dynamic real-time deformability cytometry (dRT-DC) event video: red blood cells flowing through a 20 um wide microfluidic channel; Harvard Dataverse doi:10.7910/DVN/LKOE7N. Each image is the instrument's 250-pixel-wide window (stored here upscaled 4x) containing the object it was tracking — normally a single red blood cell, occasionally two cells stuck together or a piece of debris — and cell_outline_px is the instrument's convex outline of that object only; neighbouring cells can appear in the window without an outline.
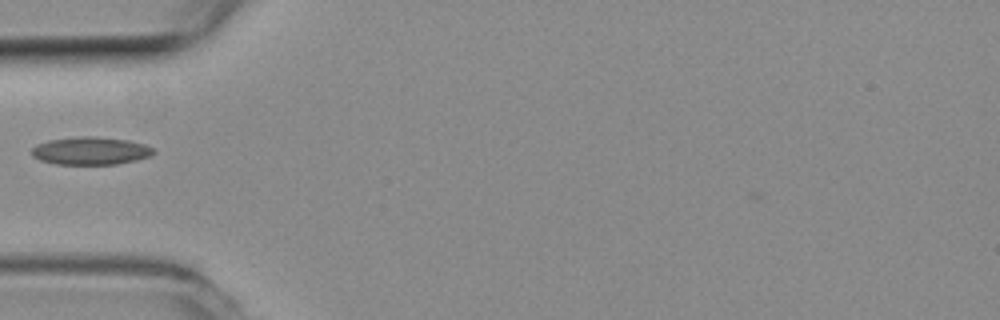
{"species": "common noctule bat (a hibernating species)", "species_latin": "Nyctalus noctula", "temperature_condition": "room temperature", "stored_images_in_passage": 38, "camera_frame_rate_fps": 3000, "um_per_image_px": 0.085, "animal": {"sex": "female", "body_mass_g": 19.3, "forearm_length_mm": 54.1}, "frame": {"image": 1, "passage_image": 1, "time_ms": 0.0, "image_size_px": [1000, 320], "cell_outline_px": [[156, 152], [148, 156], [136, 160], [116, 164], [56, 164], [40, 160], [32, 156], [32, 148], [36, 144], [48, 140], [80, 136], [92, 136], [128, 140], [144, 144], [152, 148]], "centroid_in_image_um": [7.67, 12.82], "position_along_channel_um": 77.3, "area_um2": 19.65}}
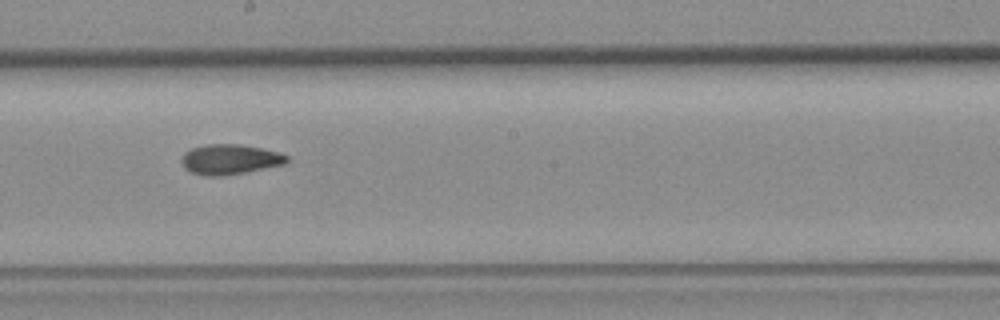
{"frame": {"image": 2, "passage_image": 13, "time_ms": 4.0, "image_size_px": [1000, 320], "cell_outline_px": [[288, 160], [284, 164], [244, 172], [220, 176], [204, 176], [192, 172], [184, 168], [180, 160], [184, 152], [192, 148], [208, 144], [240, 144], [260, 148], [276, 152], [288, 156]], "centroid_in_image_um": [19.48, 13.54], "position_along_channel_um": 228.7, "area_um2": 18.26}}
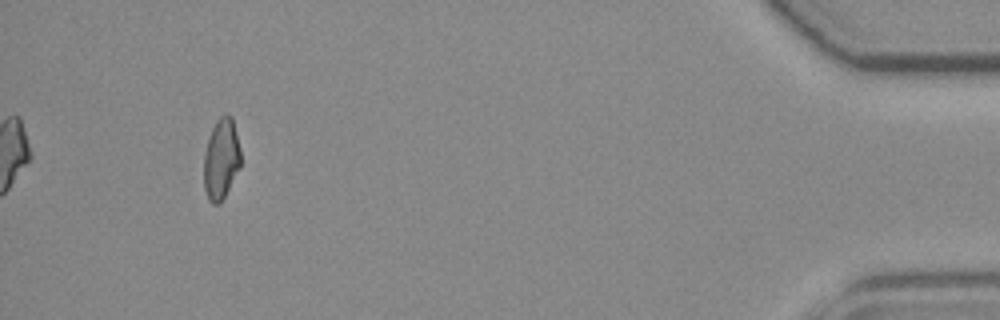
{"frame": {"image": 3, "passage_image": 34, "time_ms": 11.0, "image_size_px": [1000, 320], "cell_outline_px": [[240, 168], [220, 204], [212, 204], [208, 200], [204, 188], [204, 152], [208, 136], [216, 120], [224, 112], [228, 112], [232, 116], [240, 148]], "centroid_in_image_um": [18.79, 13.48], "position_along_channel_um": 416.4, "area_um2": 17.69}}